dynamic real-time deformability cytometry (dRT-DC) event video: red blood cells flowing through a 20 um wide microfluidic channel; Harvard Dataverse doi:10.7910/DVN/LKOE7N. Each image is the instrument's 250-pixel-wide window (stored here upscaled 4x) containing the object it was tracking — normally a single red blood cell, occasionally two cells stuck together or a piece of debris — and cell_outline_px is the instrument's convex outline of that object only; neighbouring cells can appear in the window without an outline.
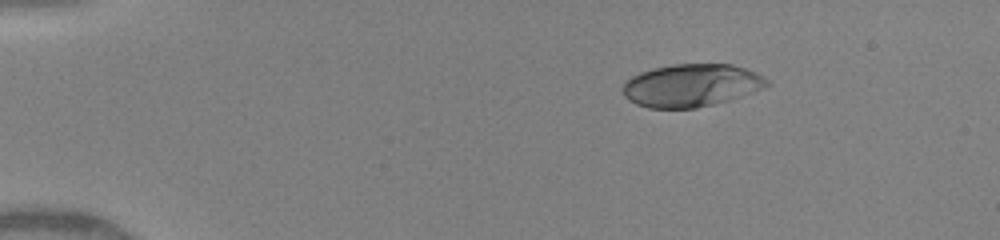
{"species": "human", "species_latin": "Homo sapiens", "temperature_condition": "warm", "stored_images_in_passage": 56, "camera_frame_rate_fps": 3000, "um_per_image_px": 0.085, "donor": {"sex": "female"}, "frame": {"image": 1, "passage_image": 1, "time_ms": 0.0, "image_size_px": [1000, 240], "cell_outline_px": [[772, 84], [752, 92], [728, 100], [696, 108], [648, 108], [636, 104], [624, 96], [624, 84], [632, 76], [640, 72], [672, 64], [732, 64], [756, 72], [764, 76]], "centroid_in_image_um": [58.79, 7.25], "position_along_channel_um": 26.2, "area_um2": 35.66}}
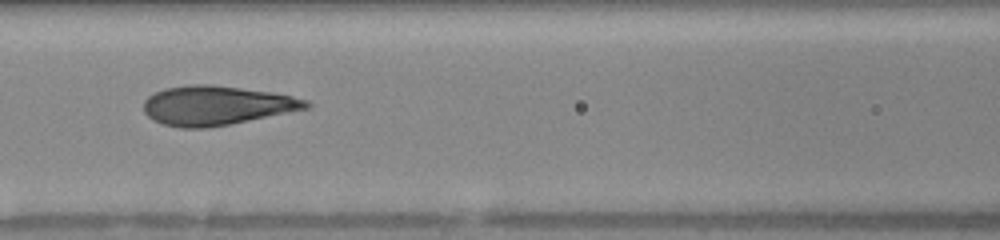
{"frame": {"image": 2, "passage_image": 19, "time_ms": 5.0, "image_size_px": [1000, 240], "cell_outline_px": [[312, 104], [308, 108], [208, 128], [180, 128], [164, 124], [152, 120], [144, 112], [144, 100], [152, 92], [164, 88], [188, 84], [212, 84], [272, 92], [292, 96], [308, 100]], "centroid_in_image_um": [18.35, 8.95], "position_along_channel_um": 148.3, "area_um2": 37.22}}
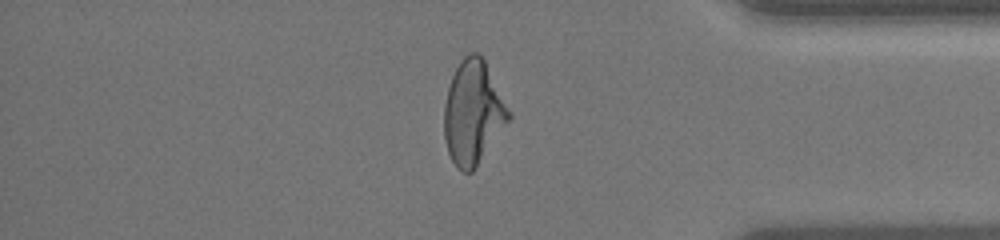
{"frame": {"image": 3, "passage_image": 48, "time_ms": 11.333, "image_size_px": [1000, 240], "cell_outline_px": [[512, 116], [472, 172], [460, 172], [456, 168], [448, 152], [444, 136], [444, 104], [448, 88], [452, 76], [460, 60], [468, 52], [476, 52], [484, 60], [512, 112]], "centroid_in_image_um": [40.21, 9.57], "position_along_channel_um": 395.0, "area_um2": 38.9}, "authors_computed_cell_mechanics": {"area_um2": 37.2232, "velocity_mm_per_s": 4.1636, "shape_relaxation_time_tau1_ms": 8.2823, "shape_relaxation_time_tau2_ms": 0.7449, "deformation_change_tau1": 0.3075, "deformation_change_tau2": 0.0674}}